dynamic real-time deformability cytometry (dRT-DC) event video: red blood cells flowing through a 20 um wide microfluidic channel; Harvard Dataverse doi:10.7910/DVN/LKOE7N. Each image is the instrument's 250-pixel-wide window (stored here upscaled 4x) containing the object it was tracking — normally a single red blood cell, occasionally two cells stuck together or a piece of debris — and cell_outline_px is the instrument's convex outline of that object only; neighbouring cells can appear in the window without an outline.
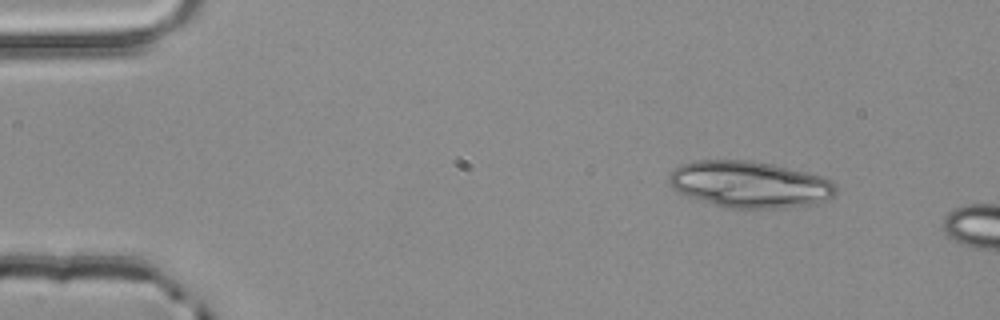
{"species": "common noctule bat (a hibernating species)", "species_latin": "Nyctalus noctula", "temperature_condition": "room temperature", "stored_images_in_passage": 3, "camera_frame_rate_fps": 3000, "um_per_image_px": 0.085, "animal": {"sex": "male", "body_mass_g": 20.4}, "frame": {"image": 1, "passage_image": 1, "time_ms": 0.0, "image_size_px": [1000, 320], "cell_outline_px": [[836, 192], [832, 196], [816, 204], [788, 208], [724, 208], [676, 192], [668, 184], [668, 176], [680, 164], [692, 160], [748, 160], [772, 164], [820, 176], [832, 180], [836, 184]], "centroid_in_image_um": [63.69, 15.68], "position_along_channel_um": 21.3, "area_um2": 45.55}}